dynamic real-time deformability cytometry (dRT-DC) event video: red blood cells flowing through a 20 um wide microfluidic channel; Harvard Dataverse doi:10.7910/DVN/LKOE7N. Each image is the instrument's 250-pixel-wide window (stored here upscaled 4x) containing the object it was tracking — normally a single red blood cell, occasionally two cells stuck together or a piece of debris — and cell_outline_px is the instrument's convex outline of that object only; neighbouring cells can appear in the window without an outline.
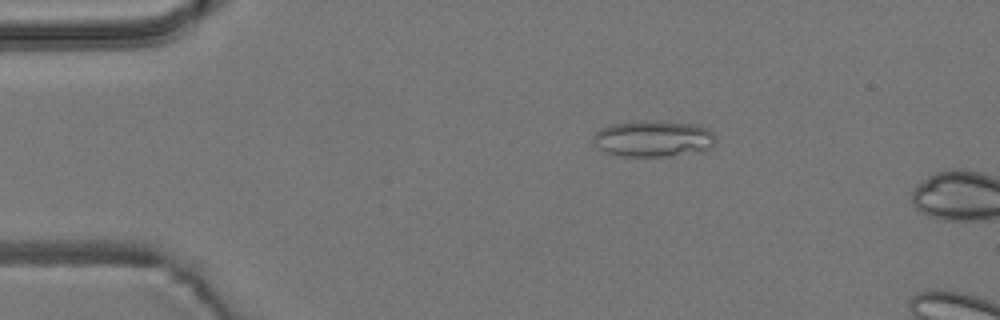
{"species": "common noctule bat (a hibernating species)", "species_latin": "Nyctalus noctula", "temperature_condition": "room temperature", "stored_images_in_passage": 2, "camera_frame_rate_fps": 3000, "um_per_image_px": 0.085, "animal": {"sex": "male", "body_mass_g": 19.2, "forearm_length_mm": 51.8}, "frame": {"image": 1, "passage_image": 1, "time_ms": 0.0, "image_size_px": [1000, 320], "cell_outline_px": [[716, 140], [712, 148], [700, 152], [672, 156], [620, 156], [604, 152], [596, 148], [592, 140], [592, 136], [600, 128], [612, 124], [636, 120], [664, 120], [700, 124], [708, 128], [716, 136]], "centroid_in_image_um": [55.55, 11.77], "position_along_channel_um": 29.4, "area_um2": 26.93}}